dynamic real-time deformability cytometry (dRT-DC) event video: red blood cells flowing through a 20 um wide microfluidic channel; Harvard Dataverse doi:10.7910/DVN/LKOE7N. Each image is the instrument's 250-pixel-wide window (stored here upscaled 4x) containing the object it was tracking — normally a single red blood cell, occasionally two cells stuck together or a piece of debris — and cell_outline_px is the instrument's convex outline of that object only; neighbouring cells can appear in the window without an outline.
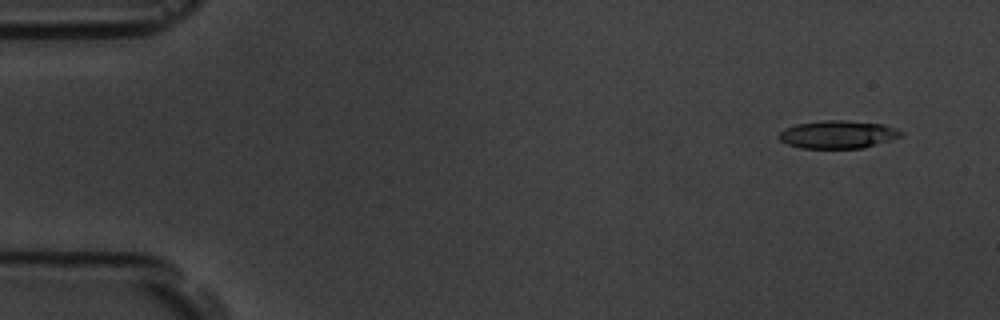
{"species": "common noctule bat (a hibernating species)", "species_latin": "Nyctalus noctula", "temperature_condition": "room temperature", "stored_images_in_passage": 9, "camera_frame_rate_fps": 3000, "um_per_image_px": 0.085, "animal": {"sex": "male", "body_mass_g": 19.5, "forearm_length_mm": 54.6}, "frame": {"image": 1, "passage_image": 1, "time_ms": 0.0, "image_size_px": [1000, 320], "cell_outline_px": [[904, 132], [900, 136], [892, 140], [864, 148], [800, 148], [788, 144], [780, 140], [780, 132], [784, 128], [796, 124], [824, 120], [844, 120], [884, 124]], "centroid_in_image_um": [71.23, 11.43], "position_along_channel_um": 13.8, "area_um2": 19.83}}
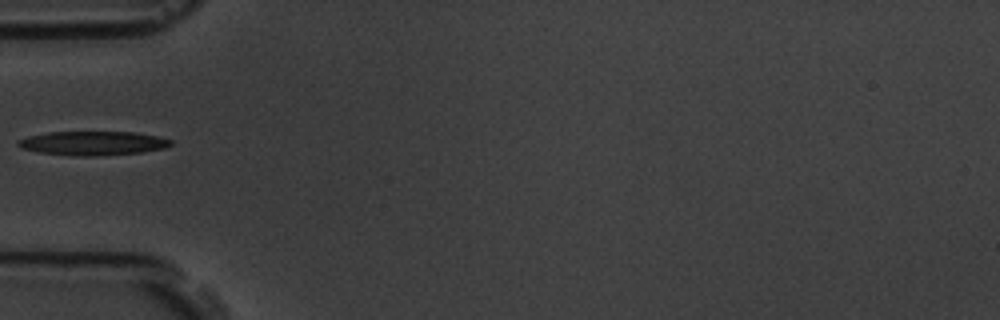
{"frame": {"image": 2, "passage_image": 5, "time_ms": 5.0, "image_size_px": [1000, 320], "cell_outline_px": [[172, 144], [164, 148], [140, 152], [96, 156], [76, 156], [40, 152], [24, 148], [16, 144], [16, 140], [28, 136], [48, 132], [136, 132], [156, 136], [172, 140]], "centroid_in_image_um": [7.88, 12.16], "position_along_channel_um": 77.1, "area_um2": 21.21}}
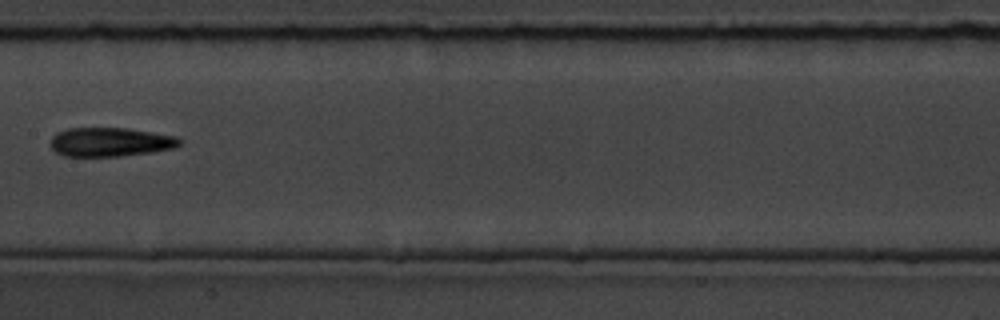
{"frame": {"image": 3, "passage_image": 8, "time_ms": 8.333, "image_size_px": [1000, 320], "cell_outline_px": [[180, 144], [176, 148], [152, 152], [120, 156], [64, 156], [56, 152], [52, 148], [52, 136], [56, 132], [68, 128], [128, 128], [176, 136], [180, 140]], "centroid_in_image_um": [9.38, 12.07], "position_along_channel_um": 198.0, "area_um2": 21.79}}